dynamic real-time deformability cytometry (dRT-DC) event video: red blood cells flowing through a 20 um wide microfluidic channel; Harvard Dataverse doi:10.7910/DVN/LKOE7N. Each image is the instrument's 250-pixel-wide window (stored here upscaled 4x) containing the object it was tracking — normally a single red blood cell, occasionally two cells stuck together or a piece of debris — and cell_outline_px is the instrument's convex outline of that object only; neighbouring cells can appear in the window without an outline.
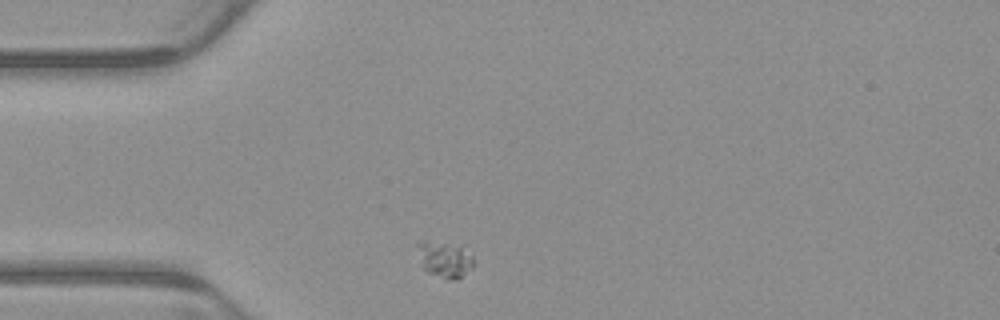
{"species": "common noctule bat (a hibernating species)", "species_latin": "Nyctalus noctula", "temperature_condition": "warm", "stored_images_in_passage": 4, "camera_frame_rate_fps": 3000, "um_per_image_px": 0.085, "animal": {"sex": "male", "body_mass_g": 23.1, "forearm_length_mm": 52.7}, "frame": {"image": 1, "passage_image": 1, "time_ms": 0.0, "image_size_px": [1000, 320], "cell_outline_px": [[476, 264], [472, 268], [456, 280], [448, 280], [428, 272], [424, 268], [416, 244], [416, 240], [424, 240], [448, 244], [460, 248], [472, 256]], "centroid_in_image_um": [37.79, 22.06], "position_along_channel_um": 47.2, "area_um2": 11.5}}
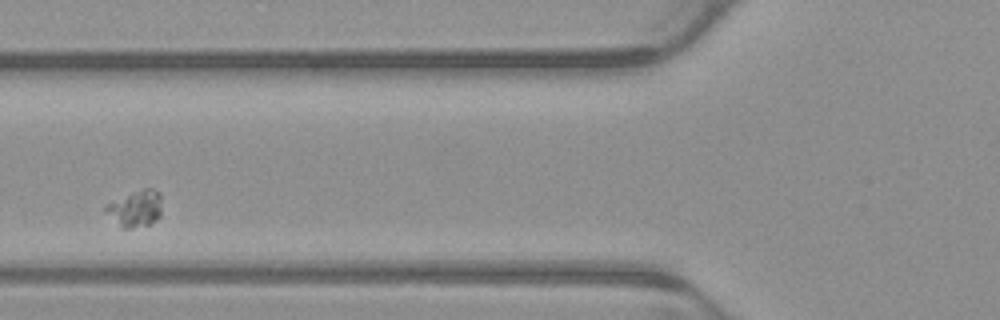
{"frame": {"image": 2, "passage_image": 3, "time_ms": 0.667, "image_size_px": [1000, 320], "cell_outline_px": [[160, 216], [148, 224], [132, 228], [120, 228], [104, 212], [104, 208], [108, 204], [144, 188], [152, 188], [160, 192]], "centroid_in_image_um": [11.5, 17.75], "position_along_channel_um": 114.3, "area_um2": 11.62}}
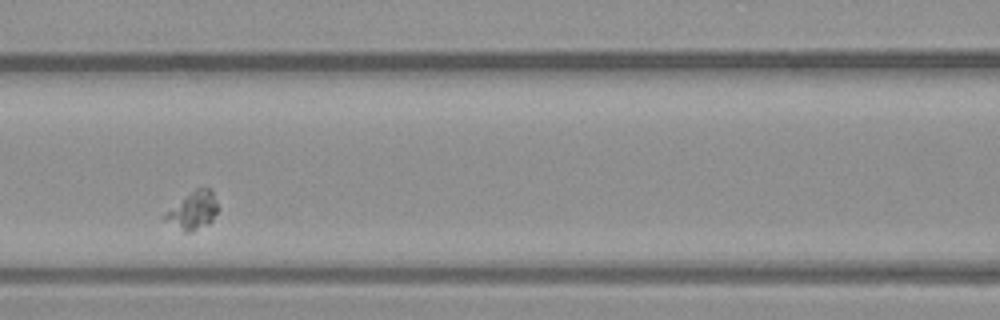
{"frame": {"image": 3, "passage_image": 4, "time_ms": 1.0, "image_size_px": [1000, 320], "cell_outline_px": [[220, 208], [212, 220], [208, 224], [192, 232], [184, 232], [164, 220], [164, 216], [168, 212], [196, 188], [208, 188], [212, 192]], "centroid_in_image_um": [16.47, 17.92], "position_along_channel_um": 150.1, "area_um2": 11.21}}